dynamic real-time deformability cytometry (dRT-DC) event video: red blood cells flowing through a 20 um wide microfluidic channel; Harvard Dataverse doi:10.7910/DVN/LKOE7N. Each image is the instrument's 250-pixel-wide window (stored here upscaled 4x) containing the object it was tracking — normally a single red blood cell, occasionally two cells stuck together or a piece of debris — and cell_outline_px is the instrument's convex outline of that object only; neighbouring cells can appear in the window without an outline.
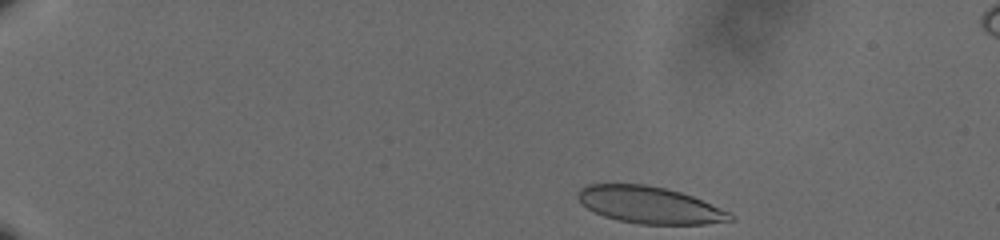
{"species": "human", "species_latin": "Homo sapiens", "temperature_condition": "cold", "stored_images_in_passage": 49, "camera_frame_rate_fps": 3000, "um_per_image_px": 0.085, "donor": {"sex": "male"}, "frame": {"image": 1, "passage_image": 1, "time_ms": 0.0, "image_size_px": [1000, 240], "cell_outline_px": [[736, 220], [704, 224], [640, 224], [616, 220], [604, 216], [588, 208], [576, 196], [576, 192], [580, 188], [588, 184], [648, 184], [680, 192], [692, 196], [728, 212]], "centroid_in_image_um": [55.18, 17.42], "position_along_channel_um": 29.8, "area_um2": 32.48}}
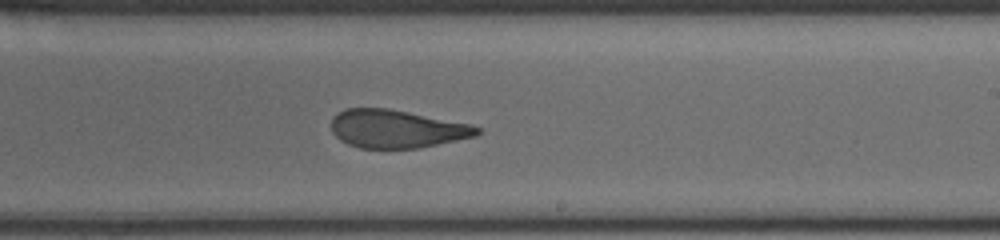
{"frame": {"image": 2, "passage_image": 29, "time_ms": 9.333, "image_size_px": [1000, 240], "cell_outline_px": [[480, 132], [476, 136], [416, 148], [360, 148], [348, 144], [340, 140], [332, 132], [332, 116], [336, 112], [344, 108], [388, 108], [472, 124], [480, 128]], "centroid_in_image_um": [33.68, 10.94], "position_along_channel_um": 255.3, "area_um2": 32.37}}
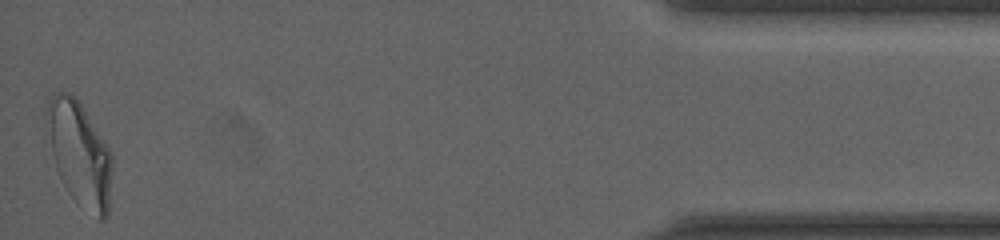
{"frame": {"image": 3, "passage_image": 49, "time_ms": 16.0, "image_size_px": [1000, 240], "cell_outline_px": [[112, 168], [108, 216], [104, 220], [100, 220], [72, 196], [68, 192], [56, 168], [52, 152], [44, 116], [44, 108], [52, 92], [72, 92], [76, 96], [112, 152]], "centroid_in_image_um": [6.75, 12.98], "position_along_channel_um": 428.4, "area_um2": 39.82}, "authors_computed_cell_mechanics": {"area_um2": 34.1598, "velocity_mm_per_s": 3.6076, "shape_relaxation_time_tau1_ms": 9.0506, "shape_relaxation_time_tau2_ms": 1.2611, "deformation_change_tau1": 0.2388, "deformation_change_tau2": 0.0976}}